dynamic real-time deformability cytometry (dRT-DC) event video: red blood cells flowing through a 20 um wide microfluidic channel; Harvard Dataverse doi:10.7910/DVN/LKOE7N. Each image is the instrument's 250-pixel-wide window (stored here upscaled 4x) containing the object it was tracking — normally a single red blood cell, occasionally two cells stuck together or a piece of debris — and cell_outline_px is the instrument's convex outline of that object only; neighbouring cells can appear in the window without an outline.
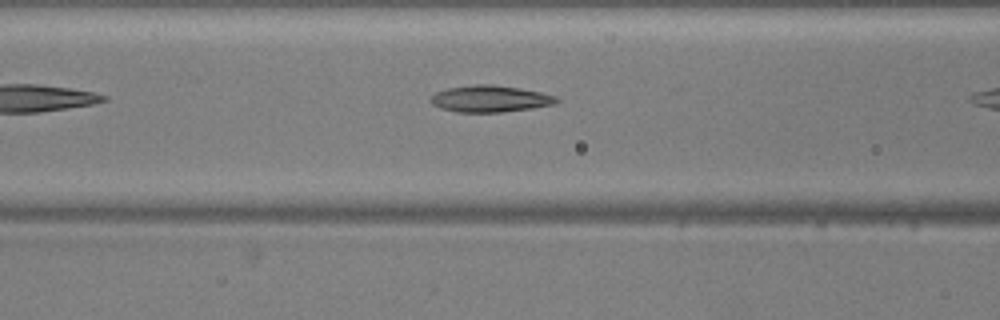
{"species": "common noctule bat (a hibernating species)", "species_latin": "Nyctalus noctula", "temperature_condition": "warm", "stored_images_in_passage": 7, "camera_frame_rate_fps": 3000, "um_per_image_px": 0.085, "animal": {"sex": "male", "body_mass_g": 20.5, "forearm_length_mm": 52.5}, "frame": {"image": 1, "passage_image": 6, "time_ms": 1.667, "image_size_px": [1000, 320], "cell_outline_px": [[560, 100], [556, 104], [532, 108], [500, 112], [456, 112], [440, 108], [432, 104], [428, 100], [436, 92], [448, 88], [476, 84], [492, 84], [520, 88], [540, 92], [556, 96]], "centroid_in_image_um": [41.66, 8.39], "position_along_channel_um": 124.9, "area_um2": 19.59}}